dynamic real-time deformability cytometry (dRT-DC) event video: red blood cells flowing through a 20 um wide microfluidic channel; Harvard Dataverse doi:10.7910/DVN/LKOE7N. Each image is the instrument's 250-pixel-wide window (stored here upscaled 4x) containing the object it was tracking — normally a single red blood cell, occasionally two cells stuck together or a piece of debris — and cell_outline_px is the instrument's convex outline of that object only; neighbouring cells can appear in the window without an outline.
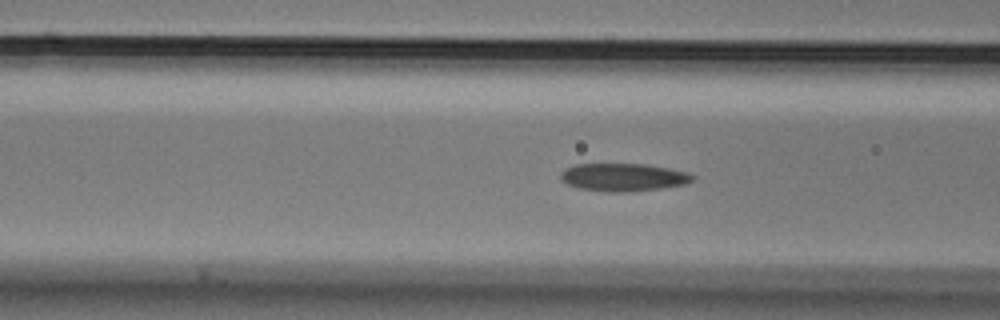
{"species": "Egyptian fruit bat (a non-hibernating species)", "species_latin": "Rousettus aegyptiacus", "temperature_condition": "cold", "stored_images_in_passage": 55, "camera_frame_rate_fps": 3000, "um_per_image_px": 0.085, "animal": {"sex": "male"}, "frame": {"image": 1, "passage_image": 20, "time_ms": 6.333, "image_size_px": [1000, 320], "cell_outline_px": [[696, 176], [692, 180], [684, 184], [660, 188], [624, 192], [608, 192], [580, 188], [568, 184], [560, 180], [560, 172], [564, 168], [576, 164], [644, 164], [668, 168], [688, 172]], "centroid_in_image_um": [52.95, 15.06], "position_along_channel_um": 113.7, "area_um2": 21.33}}
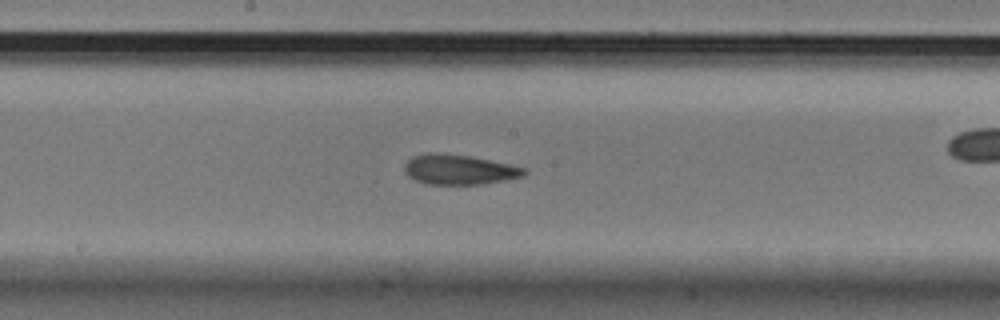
{"frame": {"image": 2, "passage_image": 28, "time_ms": 9.0, "image_size_px": [1000, 320], "cell_outline_px": [[528, 172], [524, 176], [484, 184], [424, 184], [408, 176], [404, 172], [404, 164], [412, 156], [428, 152], [436, 152], [468, 156], [508, 164], [524, 168]], "centroid_in_image_um": [38.97, 14.41], "position_along_channel_um": 209.2, "area_um2": 20.87}}
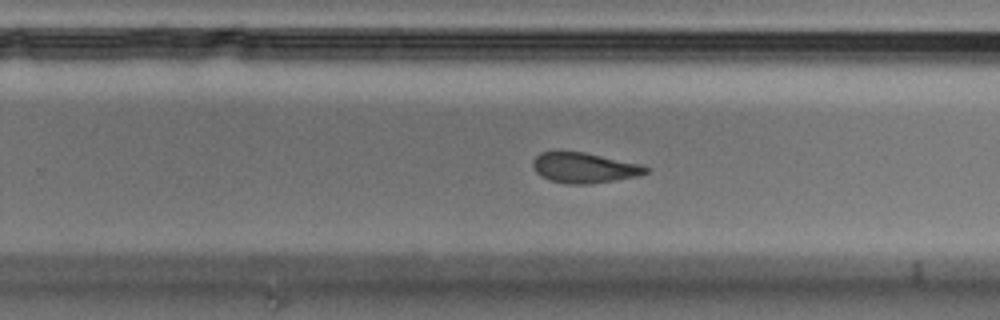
{"frame": {"image": 3, "passage_image": 34, "time_ms": 11.0, "image_size_px": [1000, 320], "cell_outline_px": [[652, 168], [648, 172], [640, 176], [588, 184], [568, 184], [548, 180], [540, 176], [536, 172], [532, 164], [532, 160], [540, 152], [584, 152], [640, 164]], "centroid_in_image_um": [49.67, 14.27], "position_along_channel_um": 280.1, "area_um2": 20.0}, "authors_computed_cell_mechanics": {"area_um2": 21.5016, "velocity_mm_per_s": 3.5657, "shape_relaxation_time_tau1_ms": 5.8612, "shape_relaxation_time_tau2_ms": 2.926, "deformation_change_tau1": 0.1286, "deformation_change_tau2": 0.0992}}